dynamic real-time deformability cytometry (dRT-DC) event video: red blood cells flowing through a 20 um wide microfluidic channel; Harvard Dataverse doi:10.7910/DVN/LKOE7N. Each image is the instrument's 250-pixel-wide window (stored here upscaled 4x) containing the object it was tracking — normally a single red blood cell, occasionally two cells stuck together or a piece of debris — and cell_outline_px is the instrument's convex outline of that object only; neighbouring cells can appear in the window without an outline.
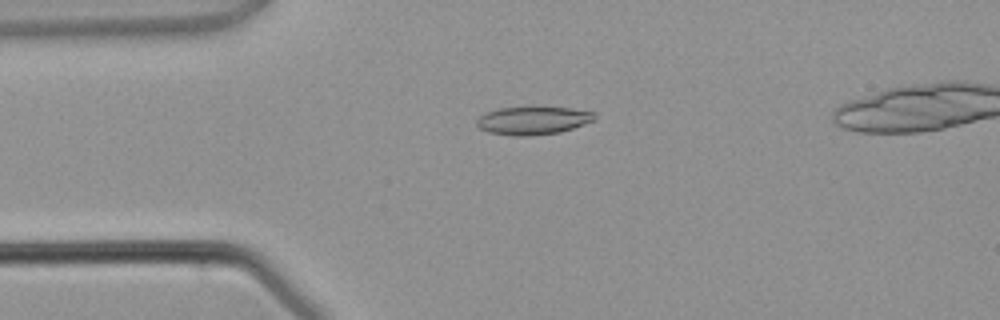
{"species": "common noctule bat (a hibernating species)", "species_latin": "Nyctalus noctula", "temperature_condition": "warm", "stored_images_in_passage": 4, "camera_frame_rate_fps": 3000, "um_per_image_px": 0.085, "animal": {"sex": "male", "body_mass_g": 21.5, "forearm_length_mm": 52.0}, "frame": {"image": 1, "passage_image": 3, "time_ms": 2.333, "image_size_px": [1000, 320], "cell_outline_px": [[596, 116], [592, 120], [584, 124], [560, 132], [528, 136], [512, 136], [488, 132], [480, 128], [476, 124], [476, 120], [484, 112], [500, 108], [572, 108], [592, 112]], "centroid_in_image_um": [45.25, 10.26], "position_along_channel_um": 39.8, "area_um2": 18.96}}